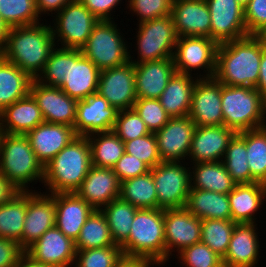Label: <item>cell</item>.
Wrapping results in <instances>:
<instances>
[{
    "instance_id": "6da1fadb",
    "label": "cell",
    "mask_w": 266,
    "mask_h": 267,
    "mask_svg": "<svg viewBox=\"0 0 266 267\" xmlns=\"http://www.w3.org/2000/svg\"><path fill=\"white\" fill-rule=\"evenodd\" d=\"M56 45L50 24L11 27L1 57L37 79Z\"/></svg>"
},
{
    "instance_id": "7a4b0ae2",
    "label": "cell",
    "mask_w": 266,
    "mask_h": 267,
    "mask_svg": "<svg viewBox=\"0 0 266 267\" xmlns=\"http://www.w3.org/2000/svg\"><path fill=\"white\" fill-rule=\"evenodd\" d=\"M261 59L262 41L256 35L221 43L214 78L223 85L255 88Z\"/></svg>"
},
{
    "instance_id": "3957f363",
    "label": "cell",
    "mask_w": 266,
    "mask_h": 267,
    "mask_svg": "<svg viewBox=\"0 0 266 267\" xmlns=\"http://www.w3.org/2000/svg\"><path fill=\"white\" fill-rule=\"evenodd\" d=\"M92 166L89 140L77 136L44 166L47 194L75 192Z\"/></svg>"
},
{
    "instance_id": "277c9868",
    "label": "cell",
    "mask_w": 266,
    "mask_h": 267,
    "mask_svg": "<svg viewBox=\"0 0 266 267\" xmlns=\"http://www.w3.org/2000/svg\"><path fill=\"white\" fill-rule=\"evenodd\" d=\"M125 258L166 263L164 209H138L128 239L121 245Z\"/></svg>"
},
{
    "instance_id": "5b68a950",
    "label": "cell",
    "mask_w": 266,
    "mask_h": 267,
    "mask_svg": "<svg viewBox=\"0 0 266 267\" xmlns=\"http://www.w3.org/2000/svg\"><path fill=\"white\" fill-rule=\"evenodd\" d=\"M0 173L20 191H29L32 182L43 184L44 166L35 156L26 135L1 133Z\"/></svg>"
},
{
    "instance_id": "8992f818",
    "label": "cell",
    "mask_w": 266,
    "mask_h": 267,
    "mask_svg": "<svg viewBox=\"0 0 266 267\" xmlns=\"http://www.w3.org/2000/svg\"><path fill=\"white\" fill-rule=\"evenodd\" d=\"M221 109L224 125L236 133L266 126V100L256 88L221 83Z\"/></svg>"
},
{
    "instance_id": "52a82bcc",
    "label": "cell",
    "mask_w": 266,
    "mask_h": 267,
    "mask_svg": "<svg viewBox=\"0 0 266 267\" xmlns=\"http://www.w3.org/2000/svg\"><path fill=\"white\" fill-rule=\"evenodd\" d=\"M118 28V29H117ZM125 37L114 20H100L81 48L82 54L101 70L123 65L129 61L130 51Z\"/></svg>"
},
{
    "instance_id": "ba28073f",
    "label": "cell",
    "mask_w": 266,
    "mask_h": 267,
    "mask_svg": "<svg viewBox=\"0 0 266 267\" xmlns=\"http://www.w3.org/2000/svg\"><path fill=\"white\" fill-rule=\"evenodd\" d=\"M137 59L129 54V61L142 63L173 58L178 35L171 15L138 24Z\"/></svg>"
},
{
    "instance_id": "9c48e42d",
    "label": "cell",
    "mask_w": 266,
    "mask_h": 267,
    "mask_svg": "<svg viewBox=\"0 0 266 267\" xmlns=\"http://www.w3.org/2000/svg\"><path fill=\"white\" fill-rule=\"evenodd\" d=\"M50 25L55 41L62 48L81 49L100 21L79 0H72L54 14Z\"/></svg>"
},
{
    "instance_id": "30bf717a",
    "label": "cell",
    "mask_w": 266,
    "mask_h": 267,
    "mask_svg": "<svg viewBox=\"0 0 266 267\" xmlns=\"http://www.w3.org/2000/svg\"><path fill=\"white\" fill-rule=\"evenodd\" d=\"M219 44L209 37H178L174 51L175 71L181 74H192L196 69L198 78H213L216 71L217 50ZM205 71V72H204ZM202 74V75H201Z\"/></svg>"
},
{
    "instance_id": "8fae6325",
    "label": "cell",
    "mask_w": 266,
    "mask_h": 267,
    "mask_svg": "<svg viewBox=\"0 0 266 267\" xmlns=\"http://www.w3.org/2000/svg\"><path fill=\"white\" fill-rule=\"evenodd\" d=\"M186 162L162 161L150 169L153 176L158 209H175L186 206L191 188L190 167Z\"/></svg>"
},
{
    "instance_id": "7c38bea8",
    "label": "cell",
    "mask_w": 266,
    "mask_h": 267,
    "mask_svg": "<svg viewBox=\"0 0 266 267\" xmlns=\"http://www.w3.org/2000/svg\"><path fill=\"white\" fill-rule=\"evenodd\" d=\"M97 92L118 111L131 109L137 99L134 63L101 70Z\"/></svg>"
},
{
    "instance_id": "4fadbf2b",
    "label": "cell",
    "mask_w": 266,
    "mask_h": 267,
    "mask_svg": "<svg viewBox=\"0 0 266 267\" xmlns=\"http://www.w3.org/2000/svg\"><path fill=\"white\" fill-rule=\"evenodd\" d=\"M100 70L87 59L81 49L67 48L65 80L59 86L69 97L83 100L98 90Z\"/></svg>"
},
{
    "instance_id": "5bb4252c",
    "label": "cell",
    "mask_w": 266,
    "mask_h": 267,
    "mask_svg": "<svg viewBox=\"0 0 266 267\" xmlns=\"http://www.w3.org/2000/svg\"><path fill=\"white\" fill-rule=\"evenodd\" d=\"M164 232L166 262L172 252L201 242V219L195 217L185 207L164 209Z\"/></svg>"
},
{
    "instance_id": "9a60e30c",
    "label": "cell",
    "mask_w": 266,
    "mask_h": 267,
    "mask_svg": "<svg viewBox=\"0 0 266 267\" xmlns=\"http://www.w3.org/2000/svg\"><path fill=\"white\" fill-rule=\"evenodd\" d=\"M210 11L211 39L218 44L248 35L244 8L236 0H205Z\"/></svg>"
},
{
    "instance_id": "2e32d148",
    "label": "cell",
    "mask_w": 266,
    "mask_h": 267,
    "mask_svg": "<svg viewBox=\"0 0 266 267\" xmlns=\"http://www.w3.org/2000/svg\"><path fill=\"white\" fill-rule=\"evenodd\" d=\"M118 112L98 92L86 99L78 100L74 123L75 134L87 137L94 133L112 131Z\"/></svg>"
},
{
    "instance_id": "e0dca14e",
    "label": "cell",
    "mask_w": 266,
    "mask_h": 267,
    "mask_svg": "<svg viewBox=\"0 0 266 267\" xmlns=\"http://www.w3.org/2000/svg\"><path fill=\"white\" fill-rule=\"evenodd\" d=\"M24 252L34 261L51 267H71L76 256L75 242L56 226L47 230Z\"/></svg>"
},
{
    "instance_id": "ac0fdd59",
    "label": "cell",
    "mask_w": 266,
    "mask_h": 267,
    "mask_svg": "<svg viewBox=\"0 0 266 267\" xmlns=\"http://www.w3.org/2000/svg\"><path fill=\"white\" fill-rule=\"evenodd\" d=\"M30 94L36 100L44 121L74 127L78 100L69 97L59 87H49L36 79L30 86Z\"/></svg>"
},
{
    "instance_id": "d6986e66",
    "label": "cell",
    "mask_w": 266,
    "mask_h": 267,
    "mask_svg": "<svg viewBox=\"0 0 266 267\" xmlns=\"http://www.w3.org/2000/svg\"><path fill=\"white\" fill-rule=\"evenodd\" d=\"M188 117L196 126H221V83L213 78H199L194 86Z\"/></svg>"
},
{
    "instance_id": "ffe728a7",
    "label": "cell",
    "mask_w": 266,
    "mask_h": 267,
    "mask_svg": "<svg viewBox=\"0 0 266 267\" xmlns=\"http://www.w3.org/2000/svg\"><path fill=\"white\" fill-rule=\"evenodd\" d=\"M56 208L53 194L32 188L27 191V209L22 231V249L25 251L47 230L55 226Z\"/></svg>"
},
{
    "instance_id": "44dd1931",
    "label": "cell",
    "mask_w": 266,
    "mask_h": 267,
    "mask_svg": "<svg viewBox=\"0 0 266 267\" xmlns=\"http://www.w3.org/2000/svg\"><path fill=\"white\" fill-rule=\"evenodd\" d=\"M195 128V123L185 116L170 118L157 130L155 136L161 160L184 162L188 158Z\"/></svg>"
},
{
    "instance_id": "7402d4cb",
    "label": "cell",
    "mask_w": 266,
    "mask_h": 267,
    "mask_svg": "<svg viewBox=\"0 0 266 267\" xmlns=\"http://www.w3.org/2000/svg\"><path fill=\"white\" fill-rule=\"evenodd\" d=\"M236 132L221 126H196L188 159L192 164L222 161L230 140Z\"/></svg>"
},
{
    "instance_id": "603a6c76",
    "label": "cell",
    "mask_w": 266,
    "mask_h": 267,
    "mask_svg": "<svg viewBox=\"0 0 266 267\" xmlns=\"http://www.w3.org/2000/svg\"><path fill=\"white\" fill-rule=\"evenodd\" d=\"M171 17L178 37L211 38L210 11L205 0H173Z\"/></svg>"
},
{
    "instance_id": "cb8c5ba5",
    "label": "cell",
    "mask_w": 266,
    "mask_h": 267,
    "mask_svg": "<svg viewBox=\"0 0 266 267\" xmlns=\"http://www.w3.org/2000/svg\"><path fill=\"white\" fill-rule=\"evenodd\" d=\"M121 182L112 168L91 166L75 193L92 208L100 210L119 198Z\"/></svg>"
},
{
    "instance_id": "d4e9b609",
    "label": "cell",
    "mask_w": 266,
    "mask_h": 267,
    "mask_svg": "<svg viewBox=\"0 0 266 267\" xmlns=\"http://www.w3.org/2000/svg\"><path fill=\"white\" fill-rule=\"evenodd\" d=\"M256 223H236L223 267H256L260 258V242Z\"/></svg>"
},
{
    "instance_id": "484cf974",
    "label": "cell",
    "mask_w": 266,
    "mask_h": 267,
    "mask_svg": "<svg viewBox=\"0 0 266 267\" xmlns=\"http://www.w3.org/2000/svg\"><path fill=\"white\" fill-rule=\"evenodd\" d=\"M25 135L43 166L77 137L74 127L47 122L39 124Z\"/></svg>"
},
{
    "instance_id": "4316f807",
    "label": "cell",
    "mask_w": 266,
    "mask_h": 267,
    "mask_svg": "<svg viewBox=\"0 0 266 267\" xmlns=\"http://www.w3.org/2000/svg\"><path fill=\"white\" fill-rule=\"evenodd\" d=\"M137 98L159 99L169 79L174 75L173 58L134 63Z\"/></svg>"
},
{
    "instance_id": "83f0119b",
    "label": "cell",
    "mask_w": 266,
    "mask_h": 267,
    "mask_svg": "<svg viewBox=\"0 0 266 267\" xmlns=\"http://www.w3.org/2000/svg\"><path fill=\"white\" fill-rule=\"evenodd\" d=\"M55 201V226L74 242L88 216L95 210L75 192L53 194Z\"/></svg>"
},
{
    "instance_id": "f1b7e54d",
    "label": "cell",
    "mask_w": 266,
    "mask_h": 267,
    "mask_svg": "<svg viewBox=\"0 0 266 267\" xmlns=\"http://www.w3.org/2000/svg\"><path fill=\"white\" fill-rule=\"evenodd\" d=\"M44 122L41 110L31 94L0 112L1 133L25 135Z\"/></svg>"
},
{
    "instance_id": "f546056e",
    "label": "cell",
    "mask_w": 266,
    "mask_h": 267,
    "mask_svg": "<svg viewBox=\"0 0 266 267\" xmlns=\"http://www.w3.org/2000/svg\"><path fill=\"white\" fill-rule=\"evenodd\" d=\"M228 197L233 222L257 223L255 214L266 202V184L261 182L236 184Z\"/></svg>"
},
{
    "instance_id": "4dcf8cb0",
    "label": "cell",
    "mask_w": 266,
    "mask_h": 267,
    "mask_svg": "<svg viewBox=\"0 0 266 267\" xmlns=\"http://www.w3.org/2000/svg\"><path fill=\"white\" fill-rule=\"evenodd\" d=\"M196 75L175 72L169 79L159 101L170 118L189 115L193 89L199 79Z\"/></svg>"
},
{
    "instance_id": "1f68e13d",
    "label": "cell",
    "mask_w": 266,
    "mask_h": 267,
    "mask_svg": "<svg viewBox=\"0 0 266 267\" xmlns=\"http://www.w3.org/2000/svg\"><path fill=\"white\" fill-rule=\"evenodd\" d=\"M185 208L201 220H232L228 194L190 188Z\"/></svg>"
},
{
    "instance_id": "d6a6232c",
    "label": "cell",
    "mask_w": 266,
    "mask_h": 267,
    "mask_svg": "<svg viewBox=\"0 0 266 267\" xmlns=\"http://www.w3.org/2000/svg\"><path fill=\"white\" fill-rule=\"evenodd\" d=\"M191 165L194 166L191 167ZM191 165L192 189L208 190L221 194H229L234 189L236 183L226 170L223 161L200 162Z\"/></svg>"
},
{
    "instance_id": "836d02e7",
    "label": "cell",
    "mask_w": 266,
    "mask_h": 267,
    "mask_svg": "<svg viewBox=\"0 0 266 267\" xmlns=\"http://www.w3.org/2000/svg\"><path fill=\"white\" fill-rule=\"evenodd\" d=\"M33 80L17 65L0 57V112L30 94Z\"/></svg>"
},
{
    "instance_id": "e575fe53",
    "label": "cell",
    "mask_w": 266,
    "mask_h": 267,
    "mask_svg": "<svg viewBox=\"0 0 266 267\" xmlns=\"http://www.w3.org/2000/svg\"><path fill=\"white\" fill-rule=\"evenodd\" d=\"M26 209L27 191H20L0 205V237L16 241L21 248Z\"/></svg>"
},
{
    "instance_id": "d590c367",
    "label": "cell",
    "mask_w": 266,
    "mask_h": 267,
    "mask_svg": "<svg viewBox=\"0 0 266 267\" xmlns=\"http://www.w3.org/2000/svg\"><path fill=\"white\" fill-rule=\"evenodd\" d=\"M119 198L138 209L158 208L157 192L151 172L121 182Z\"/></svg>"
},
{
    "instance_id": "8d00e7d4",
    "label": "cell",
    "mask_w": 266,
    "mask_h": 267,
    "mask_svg": "<svg viewBox=\"0 0 266 267\" xmlns=\"http://www.w3.org/2000/svg\"><path fill=\"white\" fill-rule=\"evenodd\" d=\"M93 166L113 168L125 153L124 142L113 131L87 136Z\"/></svg>"
},
{
    "instance_id": "74e56055",
    "label": "cell",
    "mask_w": 266,
    "mask_h": 267,
    "mask_svg": "<svg viewBox=\"0 0 266 267\" xmlns=\"http://www.w3.org/2000/svg\"><path fill=\"white\" fill-rule=\"evenodd\" d=\"M100 210L106 218L114 243L121 246L129 237L131 224L138 208L117 198Z\"/></svg>"
},
{
    "instance_id": "f35d334b",
    "label": "cell",
    "mask_w": 266,
    "mask_h": 267,
    "mask_svg": "<svg viewBox=\"0 0 266 267\" xmlns=\"http://www.w3.org/2000/svg\"><path fill=\"white\" fill-rule=\"evenodd\" d=\"M116 245L112 239L106 218L101 210H93L86 219L75 241L76 250Z\"/></svg>"
},
{
    "instance_id": "ab89813d",
    "label": "cell",
    "mask_w": 266,
    "mask_h": 267,
    "mask_svg": "<svg viewBox=\"0 0 266 267\" xmlns=\"http://www.w3.org/2000/svg\"><path fill=\"white\" fill-rule=\"evenodd\" d=\"M222 161L236 184L251 183V172L247 161L246 131L234 135Z\"/></svg>"
},
{
    "instance_id": "60d3db41",
    "label": "cell",
    "mask_w": 266,
    "mask_h": 267,
    "mask_svg": "<svg viewBox=\"0 0 266 267\" xmlns=\"http://www.w3.org/2000/svg\"><path fill=\"white\" fill-rule=\"evenodd\" d=\"M246 148L251 183L266 184V126L246 131Z\"/></svg>"
},
{
    "instance_id": "b9f144b4",
    "label": "cell",
    "mask_w": 266,
    "mask_h": 267,
    "mask_svg": "<svg viewBox=\"0 0 266 267\" xmlns=\"http://www.w3.org/2000/svg\"><path fill=\"white\" fill-rule=\"evenodd\" d=\"M236 222L232 220H201V242L223 258L227 252Z\"/></svg>"
},
{
    "instance_id": "7bdbcfd3",
    "label": "cell",
    "mask_w": 266,
    "mask_h": 267,
    "mask_svg": "<svg viewBox=\"0 0 266 267\" xmlns=\"http://www.w3.org/2000/svg\"><path fill=\"white\" fill-rule=\"evenodd\" d=\"M0 17L10 28L37 24L41 20L36 0H0Z\"/></svg>"
},
{
    "instance_id": "ee69618b",
    "label": "cell",
    "mask_w": 266,
    "mask_h": 267,
    "mask_svg": "<svg viewBox=\"0 0 266 267\" xmlns=\"http://www.w3.org/2000/svg\"><path fill=\"white\" fill-rule=\"evenodd\" d=\"M125 259L120 245L76 250L75 267H118ZM73 266V267H74Z\"/></svg>"
},
{
    "instance_id": "f6af8a7d",
    "label": "cell",
    "mask_w": 266,
    "mask_h": 267,
    "mask_svg": "<svg viewBox=\"0 0 266 267\" xmlns=\"http://www.w3.org/2000/svg\"><path fill=\"white\" fill-rule=\"evenodd\" d=\"M112 131L123 142L151 133L134 108L118 112Z\"/></svg>"
},
{
    "instance_id": "bcb514c9",
    "label": "cell",
    "mask_w": 266,
    "mask_h": 267,
    "mask_svg": "<svg viewBox=\"0 0 266 267\" xmlns=\"http://www.w3.org/2000/svg\"><path fill=\"white\" fill-rule=\"evenodd\" d=\"M176 256L185 267H223L222 258L202 242L184 248Z\"/></svg>"
},
{
    "instance_id": "7dc6e473",
    "label": "cell",
    "mask_w": 266,
    "mask_h": 267,
    "mask_svg": "<svg viewBox=\"0 0 266 267\" xmlns=\"http://www.w3.org/2000/svg\"><path fill=\"white\" fill-rule=\"evenodd\" d=\"M125 153L137 157L145 162L150 168H154L162 162L159 155L155 133L124 142Z\"/></svg>"
},
{
    "instance_id": "c3c4849f",
    "label": "cell",
    "mask_w": 266,
    "mask_h": 267,
    "mask_svg": "<svg viewBox=\"0 0 266 267\" xmlns=\"http://www.w3.org/2000/svg\"><path fill=\"white\" fill-rule=\"evenodd\" d=\"M66 69L67 48L56 46L52 50L43 72L36 80L49 87H59L65 80Z\"/></svg>"
},
{
    "instance_id": "681fc988",
    "label": "cell",
    "mask_w": 266,
    "mask_h": 267,
    "mask_svg": "<svg viewBox=\"0 0 266 267\" xmlns=\"http://www.w3.org/2000/svg\"><path fill=\"white\" fill-rule=\"evenodd\" d=\"M133 108L145 122L150 132L160 130L169 120L170 116L161 106L159 99L137 98Z\"/></svg>"
},
{
    "instance_id": "f907efd6",
    "label": "cell",
    "mask_w": 266,
    "mask_h": 267,
    "mask_svg": "<svg viewBox=\"0 0 266 267\" xmlns=\"http://www.w3.org/2000/svg\"><path fill=\"white\" fill-rule=\"evenodd\" d=\"M173 0H128L127 8L137 15L139 24L171 15Z\"/></svg>"
},
{
    "instance_id": "816d5d0a",
    "label": "cell",
    "mask_w": 266,
    "mask_h": 267,
    "mask_svg": "<svg viewBox=\"0 0 266 267\" xmlns=\"http://www.w3.org/2000/svg\"><path fill=\"white\" fill-rule=\"evenodd\" d=\"M112 169L120 182H123L127 179L144 175L148 173L151 168L137 157L124 153Z\"/></svg>"
},
{
    "instance_id": "f5cc1de1",
    "label": "cell",
    "mask_w": 266,
    "mask_h": 267,
    "mask_svg": "<svg viewBox=\"0 0 266 267\" xmlns=\"http://www.w3.org/2000/svg\"><path fill=\"white\" fill-rule=\"evenodd\" d=\"M244 20L248 35H256L266 26V0H250L244 8Z\"/></svg>"
},
{
    "instance_id": "db71d44e",
    "label": "cell",
    "mask_w": 266,
    "mask_h": 267,
    "mask_svg": "<svg viewBox=\"0 0 266 267\" xmlns=\"http://www.w3.org/2000/svg\"><path fill=\"white\" fill-rule=\"evenodd\" d=\"M98 20H114L112 12L122 0H79ZM121 1V2H120ZM114 8V9H113Z\"/></svg>"
},
{
    "instance_id": "11a10c76",
    "label": "cell",
    "mask_w": 266,
    "mask_h": 267,
    "mask_svg": "<svg viewBox=\"0 0 266 267\" xmlns=\"http://www.w3.org/2000/svg\"><path fill=\"white\" fill-rule=\"evenodd\" d=\"M23 253L16 241L0 237V267H15Z\"/></svg>"
},
{
    "instance_id": "9f6ffc18",
    "label": "cell",
    "mask_w": 266,
    "mask_h": 267,
    "mask_svg": "<svg viewBox=\"0 0 266 267\" xmlns=\"http://www.w3.org/2000/svg\"><path fill=\"white\" fill-rule=\"evenodd\" d=\"M70 1L72 0H36V8L40 17H42L41 16L42 14L50 15V12H51L50 16H52L53 11L54 14L59 12Z\"/></svg>"
},
{
    "instance_id": "6f0895ef",
    "label": "cell",
    "mask_w": 266,
    "mask_h": 267,
    "mask_svg": "<svg viewBox=\"0 0 266 267\" xmlns=\"http://www.w3.org/2000/svg\"><path fill=\"white\" fill-rule=\"evenodd\" d=\"M20 192L2 173H0V205L10 201Z\"/></svg>"
},
{
    "instance_id": "680465c9",
    "label": "cell",
    "mask_w": 266,
    "mask_h": 267,
    "mask_svg": "<svg viewBox=\"0 0 266 267\" xmlns=\"http://www.w3.org/2000/svg\"><path fill=\"white\" fill-rule=\"evenodd\" d=\"M255 88L261 93L262 97L266 100V47L263 44L259 80Z\"/></svg>"
},
{
    "instance_id": "91938a15",
    "label": "cell",
    "mask_w": 266,
    "mask_h": 267,
    "mask_svg": "<svg viewBox=\"0 0 266 267\" xmlns=\"http://www.w3.org/2000/svg\"><path fill=\"white\" fill-rule=\"evenodd\" d=\"M161 266L157 262L150 259L125 258L118 267H153Z\"/></svg>"
},
{
    "instance_id": "94428289",
    "label": "cell",
    "mask_w": 266,
    "mask_h": 267,
    "mask_svg": "<svg viewBox=\"0 0 266 267\" xmlns=\"http://www.w3.org/2000/svg\"><path fill=\"white\" fill-rule=\"evenodd\" d=\"M15 267H51L34 261L25 252L18 259Z\"/></svg>"
},
{
    "instance_id": "6125c7cd",
    "label": "cell",
    "mask_w": 266,
    "mask_h": 267,
    "mask_svg": "<svg viewBox=\"0 0 266 267\" xmlns=\"http://www.w3.org/2000/svg\"><path fill=\"white\" fill-rule=\"evenodd\" d=\"M10 27L0 17V57L3 53Z\"/></svg>"
},
{
    "instance_id": "be15d7a7",
    "label": "cell",
    "mask_w": 266,
    "mask_h": 267,
    "mask_svg": "<svg viewBox=\"0 0 266 267\" xmlns=\"http://www.w3.org/2000/svg\"><path fill=\"white\" fill-rule=\"evenodd\" d=\"M256 36L262 41V44L266 47V26L263 27Z\"/></svg>"
},
{
    "instance_id": "e7e4bbea",
    "label": "cell",
    "mask_w": 266,
    "mask_h": 267,
    "mask_svg": "<svg viewBox=\"0 0 266 267\" xmlns=\"http://www.w3.org/2000/svg\"><path fill=\"white\" fill-rule=\"evenodd\" d=\"M243 8H245L250 0H236Z\"/></svg>"
}]
</instances>
